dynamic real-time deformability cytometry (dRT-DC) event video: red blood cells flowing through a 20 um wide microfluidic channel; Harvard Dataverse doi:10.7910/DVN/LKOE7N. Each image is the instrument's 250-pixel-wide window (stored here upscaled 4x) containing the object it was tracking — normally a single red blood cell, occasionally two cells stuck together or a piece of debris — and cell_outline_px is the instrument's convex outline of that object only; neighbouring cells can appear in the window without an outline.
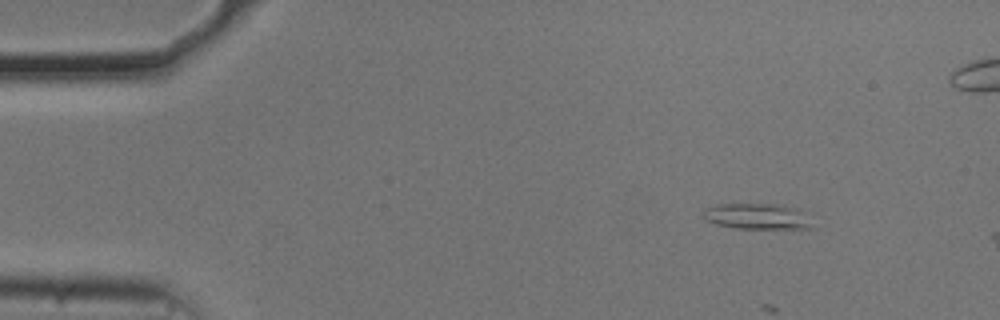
{"species": "common noctule bat (a hibernating species)", "species_latin": "Nyctalus noctula", "temperature_condition": "cold", "stored_images_in_passage": 9, "camera_frame_rate_fps": 3000, "um_per_image_px": 0.085, "animal": {"sex": "male", "body_mass_g": 20.5, "forearm_length_mm": 52.5}, "frame": {"image": 1, "passage_image": 1, "time_ms": 0.0, "image_size_px": [1000, 320], "cell_outline_px": [[812, 228], [736, 228], [716, 224], [708, 220], [700, 212], [708, 208], [720, 204], [784, 204], [800, 208], [808, 212]], "centroid_in_image_um": [64.45, 18.37], "position_along_channel_um": 20.6, "area_um2": 16.53}}